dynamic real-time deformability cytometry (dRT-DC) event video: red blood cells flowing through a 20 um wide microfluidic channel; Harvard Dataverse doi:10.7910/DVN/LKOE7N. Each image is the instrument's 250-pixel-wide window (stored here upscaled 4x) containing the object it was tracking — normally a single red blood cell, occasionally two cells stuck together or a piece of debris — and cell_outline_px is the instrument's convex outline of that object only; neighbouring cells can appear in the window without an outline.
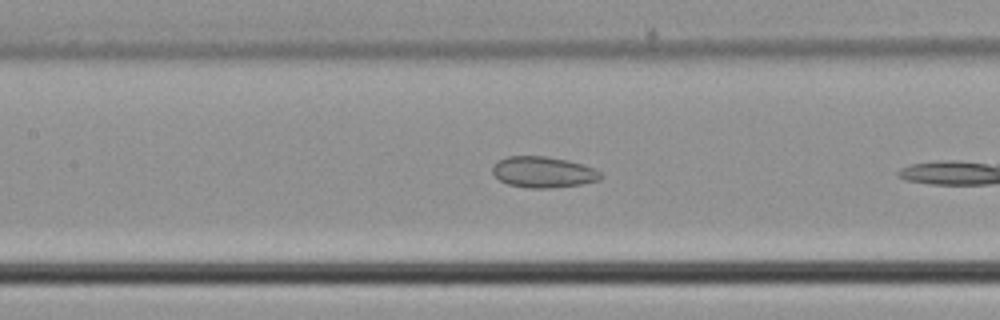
{"species": "common noctule bat (a hibernating species)", "species_latin": "Nyctalus noctula", "temperature_condition": "cold", "stored_images_in_passage": 9, "camera_frame_rate_fps": 3000, "um_per_image_px": 0.085, "animal": {"sex": "male", "body_mass_g": 21.5, "forearm_length_mm": 52.0}, "frame": {"image": 1, "passage_image": 8, "time_ms": 2.333, "image_size_px": [1000, 320], "cell_outline_px": [[604, 176], [600, 180], [580, 184], [548, 188], [528, 188], [508, 184], [500, 180], [492, 172], [492, 168], [500, 160], [508, 156], [544, 156], [568, 160], [592, 168], [600, 172]], "centroid_in_image_um": [46.18, 14.63], "position_along_channel_um": 161.2, "area_um2": 19.31}}